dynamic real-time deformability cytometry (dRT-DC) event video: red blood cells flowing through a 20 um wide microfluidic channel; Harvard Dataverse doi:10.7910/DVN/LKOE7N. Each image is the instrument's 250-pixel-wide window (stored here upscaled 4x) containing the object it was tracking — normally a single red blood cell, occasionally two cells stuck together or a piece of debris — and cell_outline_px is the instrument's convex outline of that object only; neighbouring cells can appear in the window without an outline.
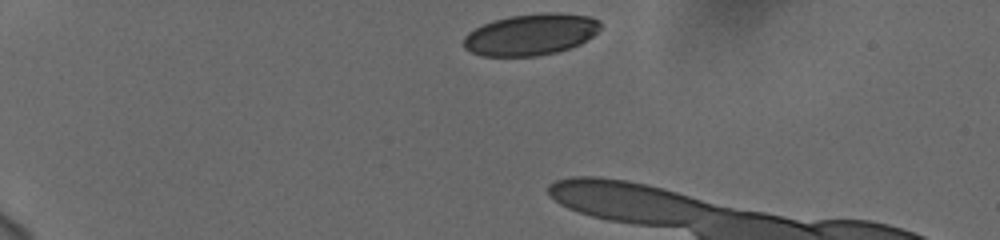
{"species": "human", "species_latin": "Homo sapiens", "temperature_condition": "cold", "stored_images_in_passage": 11, "camera_frame_rate_fps": 3000, "um_per_image_px": 0.085, "donor": {"sex": "female"}, "frame": {"image": 1, "passage_image": 1, "time_ms": 0.0, "image_size_px": [1000, 240], "cell_outline_px": [[600, 28], [588, 40], [580, 44], [556, 52], [536, 56], [480, 56], [464, 48], [464, 36], [468, 32], [484, 24], [508, 16], [540, 12], [556, 12], [588, 16], [600, 20]], "centroid_in_image_um": [45.12, 2.93], "position_along_channel_um": 39.9, "area_um2": 33.06}}
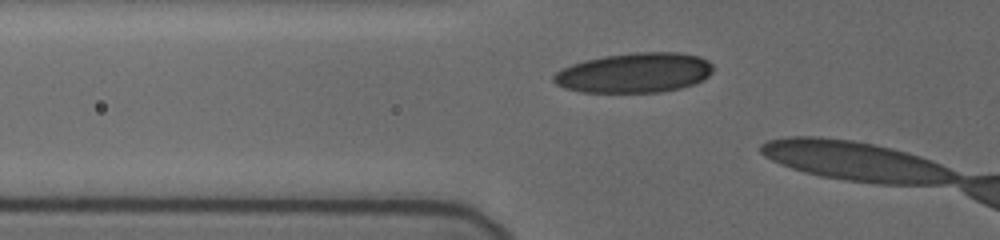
{"frame": {"image": 2, "passage_image": 9, "time_ms": 2.667, "image_size_px": [1000, 240], "cell_outline_px": [[712, 72], [704, 80], [680, 88], [660, 92], [580, 92], [564, 88], [556, 84], [552, 80], [552, 76], [556, 72], [572, 64], [584, 60], [604, 56], [636, 52], [680, 52], [700, 56], [708, 60], [712, 64]], "centroid_in_image_um": [53.93, 6.18], "position_along_channel_um": 71.9, "area_um2": 37.17}}